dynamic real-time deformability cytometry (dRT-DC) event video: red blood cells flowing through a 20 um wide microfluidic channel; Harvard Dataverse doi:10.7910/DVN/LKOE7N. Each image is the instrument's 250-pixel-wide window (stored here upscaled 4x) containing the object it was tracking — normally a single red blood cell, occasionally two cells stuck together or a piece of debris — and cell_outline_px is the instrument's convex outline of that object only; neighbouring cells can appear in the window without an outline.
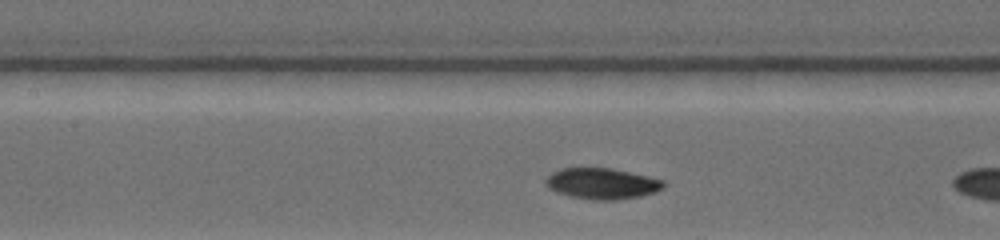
{"species": "common noctule bat (a hibernating species)", "species_latin": "Nyctalus noctula", "temperature_condition": "warm", "stored_images_in_passage": 7, "segment_of_instrument_passage": [2, 2], "camera_frame_rate_fps": 4500, "um_per_image_px": 0.085, "animal": {"sex": "female", "body_mass_g": 19.0, "forearm_length_mm": 53.3}, "frame": {"image": 1, "passage_image": 7, "time_ms": 5.778, "image_size_px": [1000, 240], "cell_outline_px": [[664, 188], [640, 196], [616, 200], [592, 200], [572, 196], [556, 192], [548, 188], [544, 184], [544, 180], [552, 172], [560, 168], [612, 168], [648, 176], [664, 180]], "centroid_in_image_um": [51.13, 15.6], "position_along_channel_um": 156.3, "area_um2": 21.27}}